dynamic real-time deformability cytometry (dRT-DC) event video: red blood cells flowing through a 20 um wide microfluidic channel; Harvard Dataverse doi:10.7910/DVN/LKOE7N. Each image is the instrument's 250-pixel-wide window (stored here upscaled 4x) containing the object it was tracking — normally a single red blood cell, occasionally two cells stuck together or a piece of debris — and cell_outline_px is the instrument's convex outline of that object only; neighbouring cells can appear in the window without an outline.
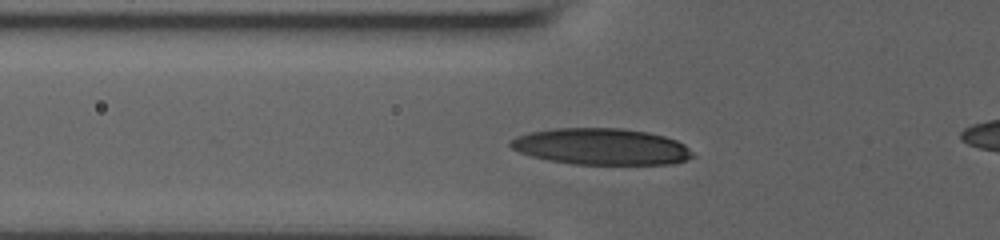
{"species": "human", "species_latin": "Homo sapiens", "temperature_condition": "room temperature", "stored_images_in_passage": 42, "camera_frame_rate_fps": 3000, "um_per_image_px": 0.085, "donor": {"sex": "male"}, "frame": {"image": 1, "passage_image": 3, "time_ms": 0.333, "image_size_px": [1000, 240], "cell_outline_px": [[696, 156], [672, 164], [572, 164], [548, 160], [532, 156], [520, 152], [512, 148], [508, 144], [508, 140], [516, 136], [528, 132], [552, 128], [624, 128], [648, 132], [664, 136], [676, 140], [684, 144]], "centroid_in_image_um": [51.08, 12.45], "position_along_channel_um": 74.7, "area_um2": 38.9}}
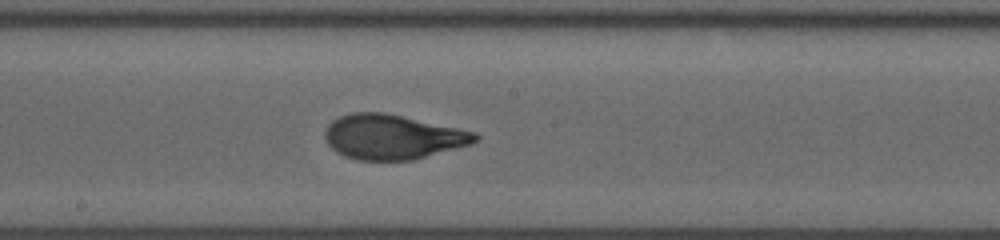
{"frame": {"image": 2, "passage_image": 21, "time_ms": 4.0, "image_size_px": [1000, 240], "cell_outline_px": [[480, 140], [472, 144], [412, 160], [356, 160], [344, 156], [336, 152], [328, 144], [324, 136], [324, 128], [332, 120], [340, 116], [352, 112], [384, 112], [476, 132], [480, 136]], "centroid_in_image_um": [33.35, 11.64], "position_along_channel_um": 214.8, "area_um2": 39.3}}
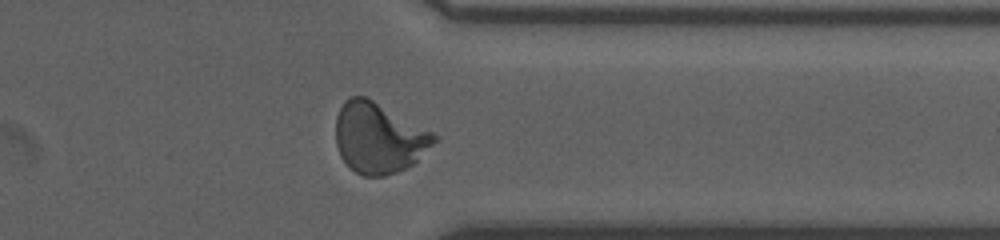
{"frame": {"image": 3, "passage_image": 34, "time_ms": 8.333, "image_size_px": [1000, 240], "cell_outline_px": [[440, 136], [416, 164], [396, 172], [384, 176], [364, 176], [348, 168], [340, 156], [336, 144], [336, 116], [344, 100], [352, 96], [364, 96], [372, 100]], "centroid_in_image_um": [32.19, 11.75], "position_along_channel_um": 379.2, "area_um2": 40.52}, "authors_computed_cell_mechanics": {"area_um2": 38.8994, "velocity_mm_per_s": 3.8546, "shape_relaxation_time_tau1_ms": 4.8748, "shape_relaxation_time_tau2_ms": null, "deformation_change_tau1": 0.2198, "deformation_change_tau2": null}}